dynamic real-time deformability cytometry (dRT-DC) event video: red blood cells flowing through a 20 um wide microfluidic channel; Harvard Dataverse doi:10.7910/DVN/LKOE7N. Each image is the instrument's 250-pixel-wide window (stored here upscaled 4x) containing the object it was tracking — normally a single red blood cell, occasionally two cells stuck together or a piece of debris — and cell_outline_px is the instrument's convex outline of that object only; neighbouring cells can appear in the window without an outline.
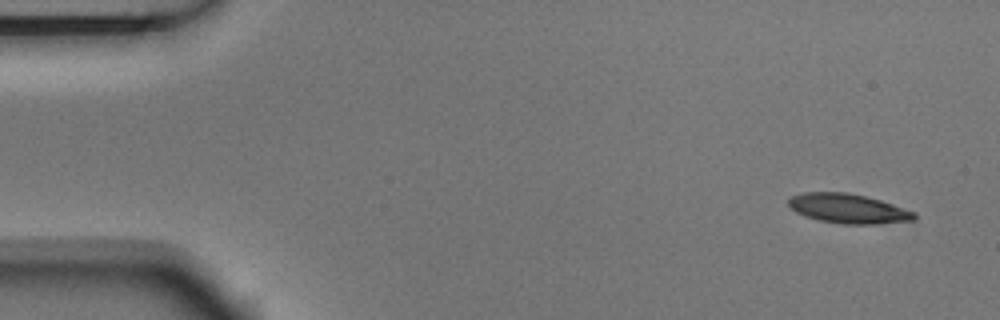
{"species": "Egyptian fruit bat (a non-hibernating species)", "species_latin": "Rousettus aegyptiacus", "temperature_condition": "room temperature", "stored_images_in_passage": 7, "camera_frame_rate_fps": 3000, "um_per_image_px": 0.085, "animal": {"sex": "male"}, "frame": {"image": 1, "passage_image": 1, "time_ms": 0.0, "image_size_px": [1000, 320], "cell_outline_px": [[916, 216], [912, 220], [876, 224], [844, 224], [820, 220], [804, 216], [796, 212], [788, 204], [788, 200], [792, 196], [804, 192], [848, 192], [880, 200], [916, 212]], "centroid_in_image_um": [72.08, 17.72], "position_along_channel_um": 12.9, "area_um2": 21.44}}
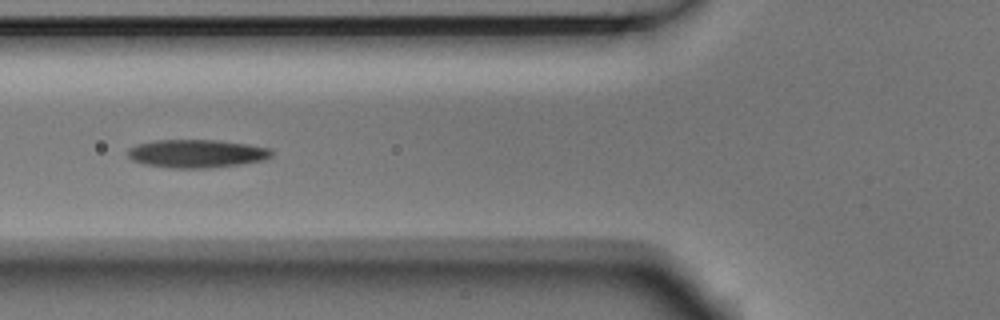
{"frame": {"image": 2, "passage_image": 6, "time_ms": 1.667, "image_size_px": [1000, 320], "cell_outline_px": [[272, 156], [260, 160], [240, 164], [208, 168], [168, 168], [144, 164], [132, 160], [128, 156], [128, 148], [136, 144], [156, 140], [220, 140], [248, 144], [272, 148]], "centroid_in_image_um": [16.69, 13.05], "position_along_channel_um": 109.1, "area_um2": 23.7}}
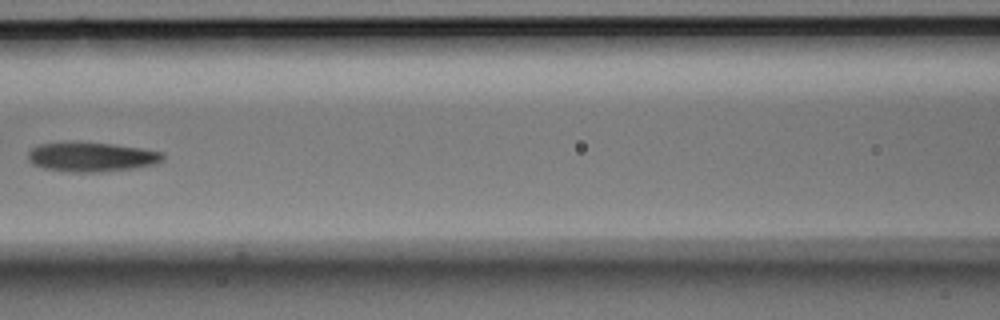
{"frame": {"image": 3, "passage_image": 7, "time_ms": 2.0, "image_size_px": [1000, 320], "cell_outline_px": [[164, 160], [156, 164], [132, 168], [96, 172], [68, 172], [44, 168], [32, 164], [28, 160], [28, 152], [36, 144], [60, 140], [76, 140], [112, 144], [140, 148], [164, 152]], "centroid_in_image_um": [7.71, 13.3], "position_along_channel_um": 158.9, "area_um2": 23.87}}